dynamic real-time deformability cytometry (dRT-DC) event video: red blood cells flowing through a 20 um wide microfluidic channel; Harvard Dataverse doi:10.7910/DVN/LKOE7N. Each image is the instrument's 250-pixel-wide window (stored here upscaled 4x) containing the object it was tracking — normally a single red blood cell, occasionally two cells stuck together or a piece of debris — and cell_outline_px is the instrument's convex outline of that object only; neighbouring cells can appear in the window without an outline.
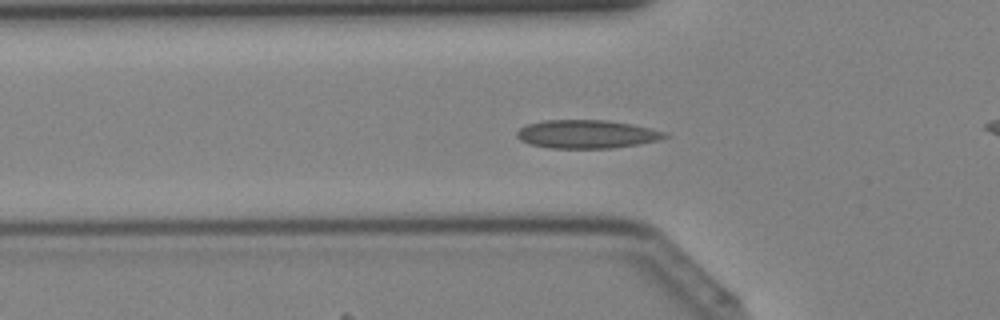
{"species": "Egyptian fruit bat (a non-hibernating species)", "species_latin": "Rousettus aegyptiacus", "temperature_condition": "cold", "stored_images_in_passage": 38, "camera_frame_rate_fps": 3000, "um_per_image_px": 0.085, "animal": {"sex": "female"}, "frame": {"image": 1, "passage_image": 9, "time_ms": 2.667, "image_size_px": [1000, 320], "cell_outline_px": [[672, 136], [640, 144], [612, 148], [548, 148], [528, 144], [520, 140], [516, 136], [516, 132], [520, 128], [528, 124], [544, 120], [608, 120], [632, 124], [664, 132]], "centroid_in_image_um": [49.85, 11.4], "position_along_channel_um": 76.0, "area_um2": 24.51}}
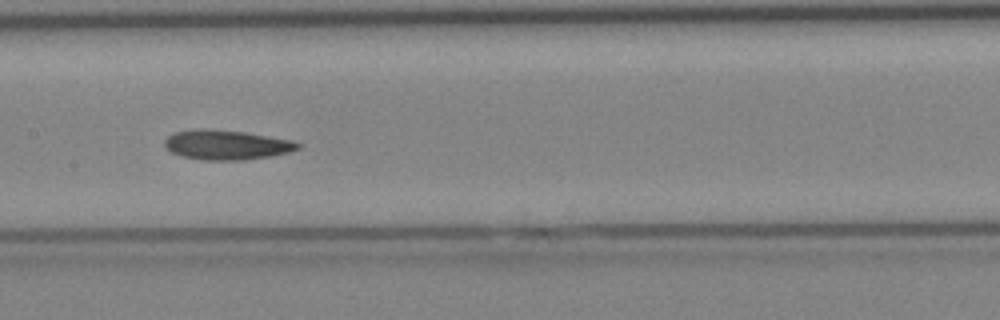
{"frame": {"image": 2, "passage_image": 16, "time_ms": 5.0, "image_size_px": [1000, 320], "cell_outline_px": [[304, 144], [300, 148], [288, 152], [268, 156], [244, 160], [204, 160], [180, 156], [164, 148], [164, 140], [168, 136], [176, 132], [196, 128], [208, 128], [244, 132], [292, 140]], "centroid_in_image_um": [19.23, 12.3], "position_along_channel_um": 188.2, "area_um2": 23.18}}
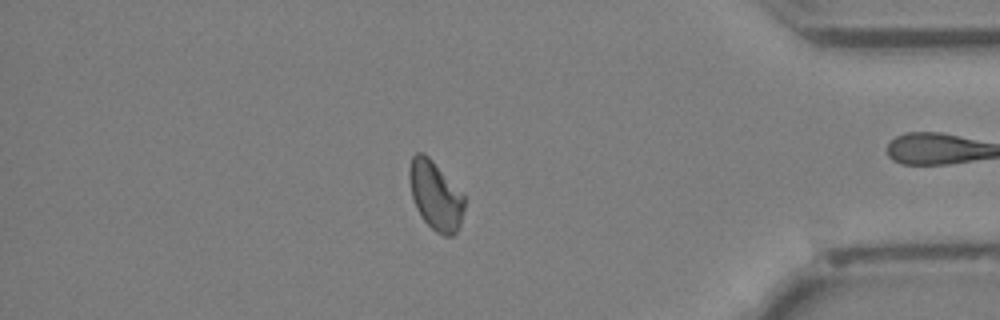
{"frame": {"image": 3, "passage_image": 31, "time_ms": 10.0, "image_size_px": [1000, 320], "cell_outline_px": [[464, 208], [460, 228], [452, 236], [444, 236], [436, 232], [424, 220], [416, 208], [412, 196], [408, 176], [408, 168], [412, 156], [416, 152], [424, 152], [464, 192]], "centroid_in_image_um": [37.03, 16.6], "position_along_channel_um": 398.2, "area_um2": 22.43}}